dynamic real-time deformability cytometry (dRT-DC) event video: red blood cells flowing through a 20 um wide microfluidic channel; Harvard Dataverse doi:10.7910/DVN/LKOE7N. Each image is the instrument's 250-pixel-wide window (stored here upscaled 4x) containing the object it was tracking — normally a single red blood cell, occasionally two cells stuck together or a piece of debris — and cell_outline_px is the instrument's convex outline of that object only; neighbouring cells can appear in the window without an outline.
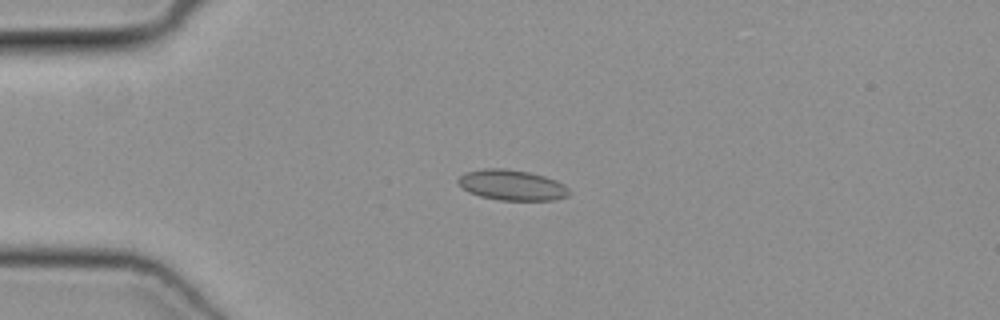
{"species": "common noctule bat (a hibernating species)", "species_latin": "Nyctalus noctula", "temperature_condition": "cold", "stored_images_in_passage": 38, "camera_frame_rate_fps": 3000, "um_per_image_px": 0.085, "animal": {"sex": "female", "body_mass_g": 19.3, "forearm_length_mm": 54.1}, "frame": {"image": 1, "passage_image": 1, "time_ms": 0.0, "image_size_px": [1000, 320], "cell_outline_px": [[568, 196], [556, 200], [500, 200], [480, 196], [468, 192], [456, 180], [464, 172], [484, 168], [508, 168], [528, 172], [544, 176], [556, 180], [564, 184], [568, 188]], "centroid_in_image_um": [43.5, 15.72], "position_along_channel_um": 41.5, "area_um2": 19.77}}
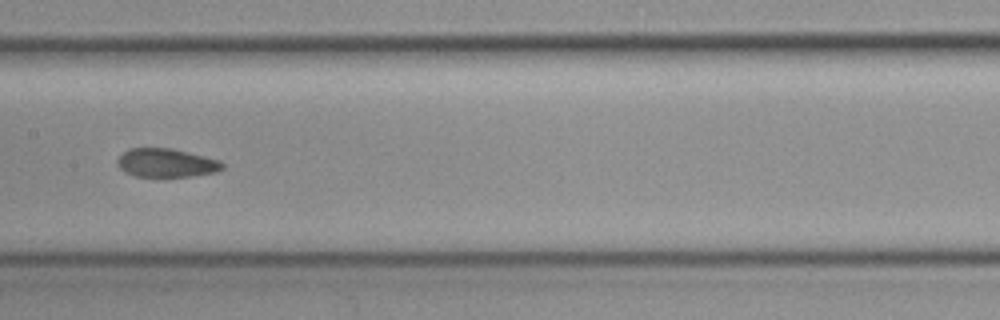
{"frame": {"image": 2, "passage_image": 14, "time_ms": 4.333, "image_size_px": [1000, 320], "cell_outline_px": [[224, 168], [216, 172], [192, 176], [164, 180], [136, 176], [124, 172], [116, 164], [116, 160], [128, 148], [172, 148], [220, 160], [224, 164]], "centroid_in_image_um": [14.12, 13.89], "position_along_channel_um": 193.3, "area_um2": 18.32}}
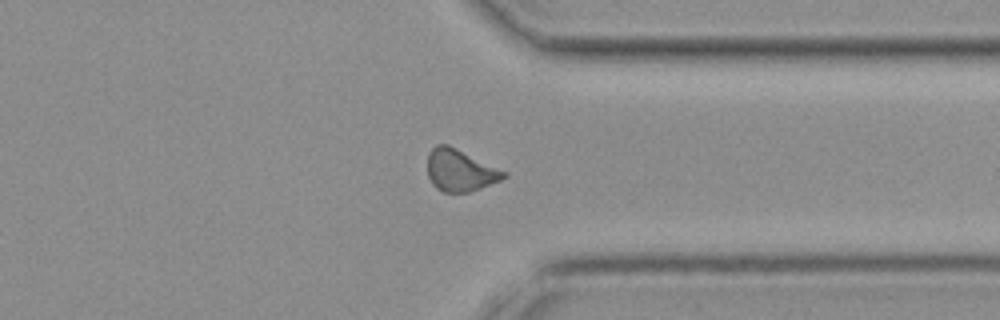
{"frame": {"image": 3, "passage_image": 27, "time_ms": 8.667, "image_size_px": [1000, 320], "cell_outline_px": [[508, 176], [500, 180], [480, 188], [468, 192], [444, 192], [436, 188], [432, 184], [428, 176], [428, 152], [436, 144], [448, 144], [508, 172]], "centroid_in_image_um": [39.11, 14.47], "position_along_channel_um": 372.3, "area_um2": 18.67}}